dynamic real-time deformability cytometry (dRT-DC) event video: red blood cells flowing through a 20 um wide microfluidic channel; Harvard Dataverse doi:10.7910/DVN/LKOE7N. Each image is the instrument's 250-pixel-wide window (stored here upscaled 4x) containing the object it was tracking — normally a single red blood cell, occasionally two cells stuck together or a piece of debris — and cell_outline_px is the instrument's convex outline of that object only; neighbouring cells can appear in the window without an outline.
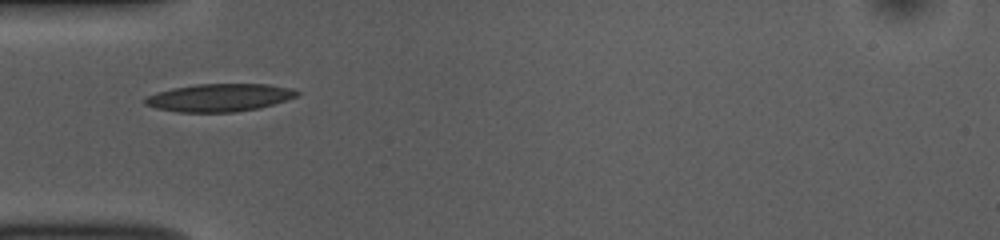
{"species": "common noctule bat (a hibernating species)", "species_latin": "Nyctalus noctula", "temperature_condition": "room temperature", "stored_images_in_passage": 37, "camera_frame_rate_fps": 3000, "um_per_image_px": 0.085, "animal": {"sex": "female", "body_mass_g": 10.0, "forearm_length_mm": 53.1}, "frame": {"image": 1, "passage_image": 1, "time_ms": 0.0, "image_size_px": [1000, 240], "cell_outline_px": [[300, 92], [296, 96], [260, 108], [232, 112], [176, 112], [156, 108], [144, 104], [144, 96], [156, 92], [172, 88], [196, 84], [268, 84], [292, 88]], "centroid_in_image_um": [18.59, 8.29], "position_along_channel_um": 66.4, "area_um2": 24.62}}
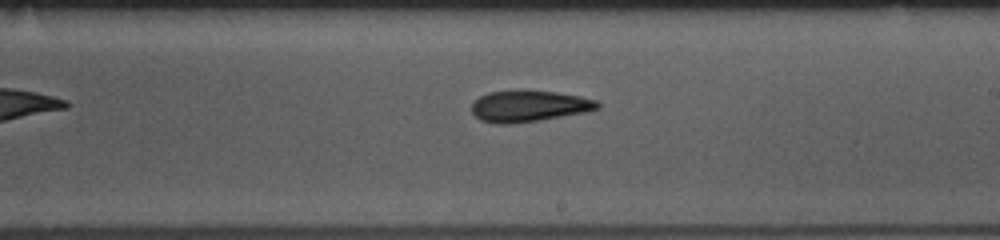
{"frame": {"image": 2, "passage_image": 15, "time_ms": 4.667, "image_size_px": [1000, 240], "cell_outline_px": [[600, 108], [588, 112], [540, 120], [504, 124], [496, 124], [480, 120], [472, 112], [472, 104], [480, 96], [488, 92], [524, 88], [556, 92], [580, 96], [596, 100], [600, 104]], "centroid_in_image_um": [44.97, 8.99], "position_along_channel_um": 244.0, "area_um2": 23.47}}
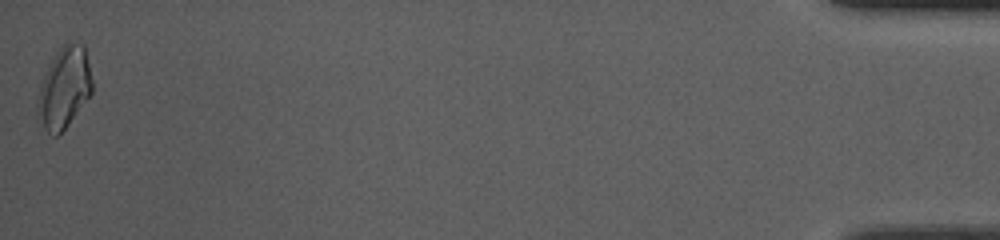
{"frame": {"image": 3, "passage_image": 37, "time_ms": 12.0, "image_size_px": [1000, 240], "cell_outline_px": [[92, 92], [68, 124], [56, 136], [52, 136], [44, 128], [36, 116], [36, 104], [40, 84], [56, 52], [64, 40], [68, 40], [84, 44], [92, 80]], "centroid_in_image_um": [5.44, 7.43], "position_along_channel_um": 429.8, "area_um2": 25.78}, "authors_computed_cell_mechanics": {"area_um2": 23.0622, "velocity_mm_per_s": 3.7968, "shape_relaxation_time_tau1_ms": 4.1915, "shape_relaxation_time_tau2_ms": 5.1939, "deformation_change_tau1": 0.1199, "deformation_change_tau2": 0.139}}